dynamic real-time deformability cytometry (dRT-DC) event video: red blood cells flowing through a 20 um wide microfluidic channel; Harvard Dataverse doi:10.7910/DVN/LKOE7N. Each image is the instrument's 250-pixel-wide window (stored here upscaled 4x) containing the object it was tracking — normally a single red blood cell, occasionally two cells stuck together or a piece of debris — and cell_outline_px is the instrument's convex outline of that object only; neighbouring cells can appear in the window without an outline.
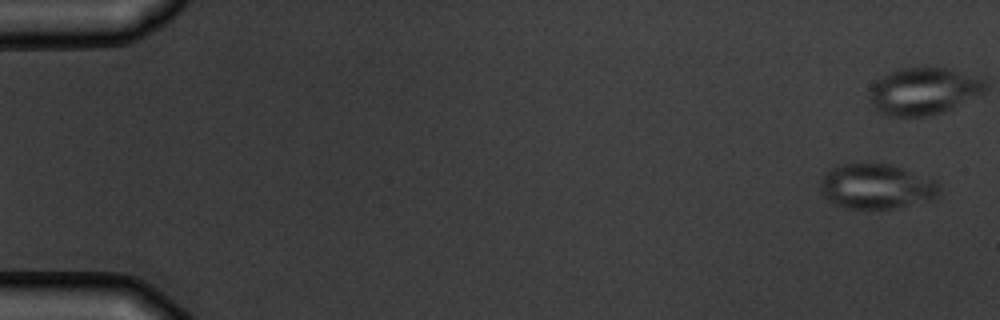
{"species": "common noctule bat (a hibernating species)", "species_latin": "Nyctalus noctula", "temperature_condition": "warm", "stored_images_in_passage": 7, "camera_frame_rate_fps": 3000, "um_per_image_px": 0.085, "animal": {"sex": "male", "body_mass_g": 19.5, "forearm_length_mm": 54.6}, "frame": {"image": 1, "passage_image": 1, "time_ms": 0.0, "image_size_px": [1000, 320], "cell_outline_px": [[940, 196], [932, 200], [892, 208], [844, 208], [832, 204], [824, 196], [820, 188], [820, 180], [824, 172], [836, 164], [864, 160], [892, 164], [936, 180], [940, 188]], "centroid_in_image_um": [74.45, 15.79], "position_along_channel_um": 10.5, "area_um2": 32.31}}